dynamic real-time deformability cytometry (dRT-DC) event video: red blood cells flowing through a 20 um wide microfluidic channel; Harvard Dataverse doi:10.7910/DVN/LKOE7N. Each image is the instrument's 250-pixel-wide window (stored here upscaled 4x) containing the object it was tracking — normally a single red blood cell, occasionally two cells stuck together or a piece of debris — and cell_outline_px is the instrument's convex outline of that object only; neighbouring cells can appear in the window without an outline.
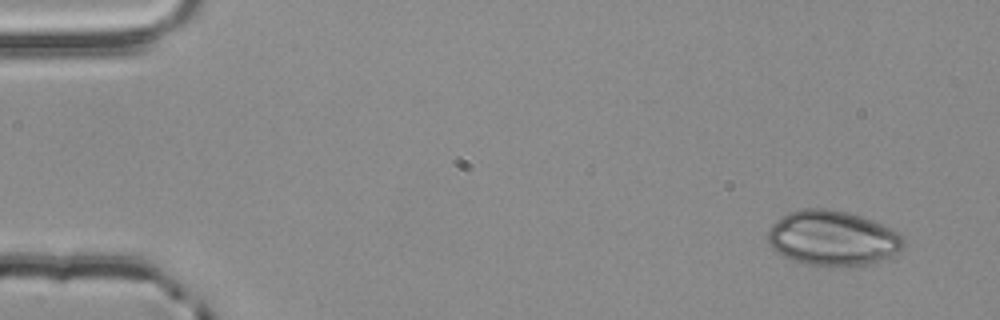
{"species": "common noctule bat (a hibernating species)", "species_latin": "Nyctalus noctula", "temperature_condition": "room temperature", "stored_images_in_passage": 4, "camera_frame_rate_fps": 3000, "um_per_image_px": 0.085, "animal": {"sex": "male", "body_mass_g": 20.4}, "frame": {"image": 1, "passage_image": 1, "time_ms": 0.0, "image_size_px": [1000, 320], "cell_outline_px": [[904, 248], [892, 256], [868, 264], [836, 268], [828, 268], [804, 264], [792, 260], [784, 256], [772, 248], [768, 244], [768, 232], [772, 224], [776, 220], [788, 212], [800, 208], [824, 208], [848, 212], [872, 220], [892, 228], [900, 232], [904, 236]], "centroid_in_image_um": [70.78, 20.26], "position_along_channel_um": 14.2, "area_um2": 44.33}}